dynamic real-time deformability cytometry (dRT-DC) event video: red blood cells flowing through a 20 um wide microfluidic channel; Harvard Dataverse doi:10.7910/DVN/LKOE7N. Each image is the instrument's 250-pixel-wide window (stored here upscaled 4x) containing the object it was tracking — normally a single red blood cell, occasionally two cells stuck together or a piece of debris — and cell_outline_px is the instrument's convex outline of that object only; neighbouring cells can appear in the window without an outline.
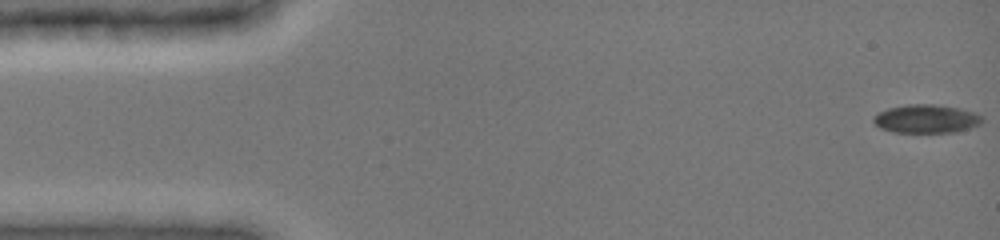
{"species": "common noctule bat (a hibernating species)", "species_latin": "Nyctalus noctula", "temperature_condition": "cold", "stored_images_in_passage": 73, "camera_frame_rate_fps": 3000, "um_per_image_px": 0.085, "animal": {"sex": "female", "body_mass_g": 19.0, "forearm_length_mm": 51.5}, "frame": {"image": 1, "passage_image": 1, "time_ms": 0.0, "image_size_px": [1000, 240], "cell_outline_px": [[984, 120], [980, 124], [956, 132], [896, 132], [880, 128], [872, 120], [872, 116], [888, 108], [908, 104], [932, 104], [960, 108], [976, 112]], "centroid_in_image_um": [78.74, 10.09], "position_along_channel_um": 6.3, "area_um2": 17.98}}
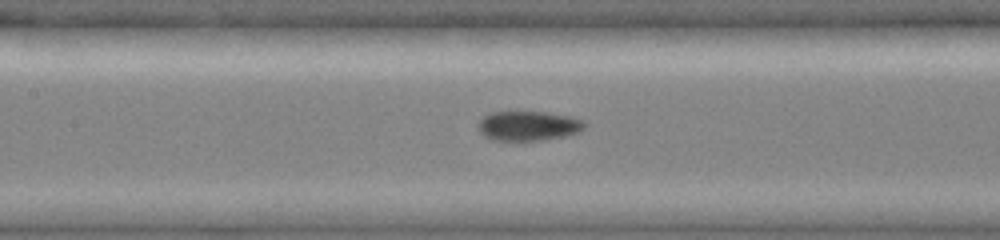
{"frame": {"image": 2, "passage_image": 36, "time_ms": 7.0, "image_size_px": [1000, 240], "cell_outline_px": [[584, 128], [576, 132], [564, 136], [540, 140], [492, 140], [484, 136], [480, 132], [476, 124], [484, 116], [492, 112], [544, 112], [568, 116], [584, 120]], "centroid_in_image_um": [44.85, 10.69], "position_along_channel_um": 162.5, "area_um2": 18.15}}
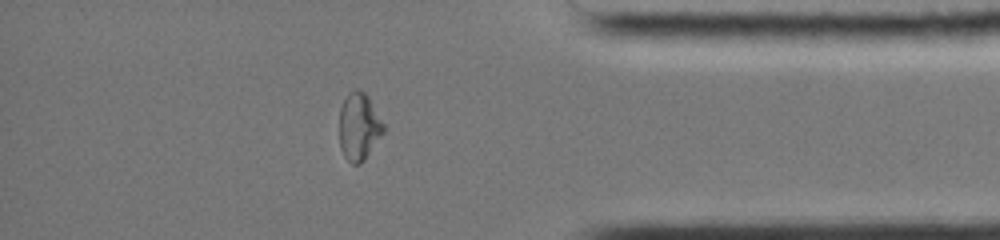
{"frame": {"image": 3, "passage_image": 59, "time_ms": 13.333, "image_size_px": [1000, 240], "cell_outline_px": [[384, 132], [364, 160], [360, 164], [352, 164], [344, 156], [340, 148], [340, 108], [348, 92], [356, 88], [364, 92], [368, 96], [384, 124]], "centroid_in_image_um": [30.51, 10.75], "position_along_channel_um": 404.7, "area_um2": 17.28}, "authors_computed_cell_mechanics": {"area_um2": 18.0336, "velocity_mm_per_s": 4.0139, "shape_relaxation_time_tau1_ms": null, "shape_relaxation_time_tau2_ms": 2.9161, "deformation_change_tau1": null, "deformation_change_tau2": 0.0559}}